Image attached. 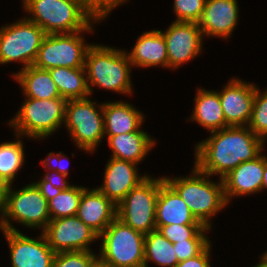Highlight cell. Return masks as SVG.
Masks as SVG:
<instances>
[{
	"instance_id": "18",
	"label": "cell",
	"mask_w": 267,
	"mask_h": 267,
	"mask_svg": "<svg viewBox=\"0 0 267 267\" xmlns=\"http://www.w3.org/2000/svg\"><path fill=\"white\" fill-rule=\"evenodd\" d=\"M117 206L98 188L83 187L77 217L100 235L116 218Z\"/></svg>"
},
{
	"instance_id": "36",
	"label": "cell",
	"mask_w": 267,
	"mask_h": 267,
	"mask_svg": "<svg viewBox=\"0 0 267 267\" xmlns=\"http://www.w3.org/2000/svg\"><path fill=\"white\" fill-rule=\"evenodd\" d=\"M48 155H49L48 158H46L45 160L42 161L45 169L46 168L48 170L50 169L49 173L47 172L46 175H51L52 174L51 171H53V174L51 176H55L57 178L65 180V178L67 177L69 172H68L66 166L61 162V157L62 156L67 157V156L63 155L62 152H59V154H52L50 152ZM51 163L55 164V168L53 165H51Z\"/></svg>"
},
{
	"instance_id": "40",
	"label": "cell",
	"mask_w": 267,
	"mask_h": 267,
	"mask_svg": "<svg viewBox=\"0 0 267 267\" xmlns=\"http://www.w3.org/2000/svg\"><path fill=\"white\" fill-rule=\"evenodd\" d=\"M267 188V157L264 155V173L262 181V190Z\"/></svg>"
},
{
	"instance_id": "26",
	"label": "cell",
	"mask_w": 267,
	"mask_h": 267,
	"mask_svg": "<svg viewBox=\"0 0 267 267\" xmlns=\"http://www.w3.org/2000/svg\"><path fill=\"white\" fill-rule=\"evenodd\" d=\"M61 98L66 100L87 98L90 95L84 67H55L49 69Z\"/></svg>"
},
{
	"instance_id": "28",
	"label": "cell",
	"mask_w": 267,
	"mask_h": 267,
	"mask_svg": "<svg viewBox=\"0 0 267 267\" xmlns=\"http://www.w3.org/2000/svg\"><path fill=\"white\" fill-rule=\"evenodd\" d=\"M23 142L17 139L14 142L0 144V180L12 185L17 171L24 163Z\"/></svg>"
},
{
	"instance_id": "27",
	"label": "cell",
	"mask_w": 267,
	"mask_h": 267,
	"mask_svg": "<svg viewBox=\"0 0 267 267\" xmlns=\"http://www.w3.org/2000/svg\"><path fill=\"white\" fill-rule=\"evenodd\" d=\"M152 261L163 267H175L179 262L173 248V243L168 241L157 229L145 235L144 240V267Z\"/></svg>"
},
{
	"instance_id": "3",
	"label": "cell",
	"mask_w": 267,
	"mask_h": 267,
	"mask_svg": "<svg viewBox=\"0 0 267 267\" xmlns=\"http://www.w3.org/2000/svg\"><path fill=\"white\" fill-rule=\"evenodd\" d=\"M192 175L186 178L165 176L164 180L183 199L195 218L211 228L209 219L227 205L223 180L220 179V183L212 182L207 179L209 175L201 172L195 165Z\"/></svg>"
},
{
	"instance_id": "39",
	"label": "cell",
	"mask_w": 267,
	"mask_h": 267,
	"mask_svg": "<svg viewBox=\"0 0 267 267\" xmlns=\"http://www.w3.org/2000/svg\"><path fill=\"white\" fill-rule=\"evenodd\" d=\"M8 185L0 180V212L3 216L5 212V207H6V191H7Z\"/></svg>"
},
{
	"instance_id": "5",
	"label": "cell",
	"mask_w": 267,
	"mask_h": 267,
	"mask_svg": "<svg viewBox=\"0 0 267 267\" xmlns=\"http://www.w3.org/2000/svg\"><path fill=\"white\" fill-rule=\"evenodd\" d=\"M66 103L64 98H27L9 122L15 129L16 138L25 135L42 139L53 134L64 123Z\"/></svg>"
},
{
	"instance_id": "7",
	"label": "cell",
	"mask_w": 267,
	"mask_h": 267,
	"mask_svg": "<svg viewBox=\"0 0 267 267\" xmlns=\"http://www.w3.org/2000/svg\"><path fill=\"white\" fill-rule=\"evenodd\" d=\"M7 217V218H6ZM10 218L29 228H42L44 231L51 220L48 201L41 194L35 182L18 191L8 185L6 191V207L0 218V229L19 231L11 225Z\"/></svg>"
},
{
	"instance_id": "29",
	"label": "cell",
	"mask_w": 267,
	"mask_h": 267,
	"mask_svg": "<svg viewBox=\"0 0 267 267\" xmlns=\"http://www.w3.org/2000/svg\"><path fill=\"white\" fill-rule=\"evenodd\" d=\"M83 186H73L69 183L60 194L48 201V210L52 219L76 216Z\"/></svg>"
},
{
	"instance_id": "30",
	"label": "cell",
	"mask_w": 267,
	"mask_h": 267,
	"mask_svg": "<svg viewBox=\"0 0 267 267\" xmlns=\"http://www.w3.org/2000/svg\"><path fill=\"white\" fill-rule=\"evenodd\" d=\"M156 229L173 244L181 241H209L205 235L210 228L204 225L170 224L156 226Z\"/></svg>"
},
{
	"instance_id": "21",
	"label": "cell",
	"mask_w": 267,
	"mask_h": 267,
	"mask_svg": "<svg viewBox=\"0 0 267 267\" xmlns=\"http://www.w3.org/2000/svg\"><path fill=\"white\" fill-rule=\"evenodd\" d=\"M127 54L132 66L168 67L167 45L161 30L142 33L131 52Z\"/></svg>"
},
{
	"instance_id": "32",
	"label": "cell",
	"mask_w": 267,
	"mask_h": 267,
	"mask_svg": "<svg viewBox=\"0 0 267 267\" xmlns=\"http://www.w3.org/2000/svg\"><path fill=\"white\" fill-rule=\"evenodd\" d=\"M98 256L90 251L55 253L52 267H90Z\"/></svg>"
},
{
	"instance_id": "25",
	"label": "cell",
	"mask_w": 267,
	"mask_h": 267,
	"mask_svg": "<svg viewBox=\"0 0 267 267\" xmlns=\"http://www.w3.org/2000/svg\"><path fill=\"white\" fill-rule=\"evenodd\" d=\"M191 120L198 122L210 132L226 127L225 116L217 91H207L198 88Z\"/></svg>"
},
{
	"instance_id": "15",
	"label": "cell",
	"mask_w": 267,
	"mask_h": 267,
	"mask_svg": "<svg viewBox=\"0 0 267 267\" xmlns=\"http://www.w3.org/2000/svg\"><path fill=\"white\" fill-rule=\"evenodd\" d=\"M255 90V85L233 78L221 92H218L226 127L248 126L252 115Z\"/></svg>"
},
{
	"instance_id": "38",
	"label": "cell",
	"mask_w": 267,
	"mask_h": 267,
	"mask_svg": "<svg viewBox=\"0 0 267 267\" xmlns=\"http://www.w3.org/2000/svg\"><path fill=\"white\" fill-rule=\"evenodd\" d=\"M92 8H94L100 15L105 17L116 8L119 4H123L126 0H85Z\"/></svg>"
},
{
	"instance_id": "10",
	"label": "cell",
	"mask_w": 267,
	"mask_h": 267,
	"mask_svg": "<svg viewBox=\"0 0 267 267\" xmlns=\"http://www.w3.org/2000/svg\"><path fill=\"white\" fill-rule=\"evenodd\" d=\"M90 24L84 31L70 34H46L42 40L34 66L49 70L55 67H84L88 49L92 44L84 43L80 34L92 30Z\"/></svg>"
},
{
	"instance_id": "19",
	"label": "cell",
	"mask_w": 267,
	"mask_h": 267,
	"mask_svg": "<svg viewBox=\"0 0 267 267\" xmlns=\"http://www.w3.org/2000/svg\"><path fill=\"white\" fill-rule=\"evenodd\" d=\"M264 155L260 154L251 161L242 162L222 180L227 204L234 196L254 194L262 190Z\"/></svg>"
},
{
	"instance_id": "13",
	"label": "cell",
	"mask_w": 267,
	"mask_h": 267,
	"mask_svg": "<svg viewBox=\"0 0 267 267\" xmlns=\"http://www.w3.org/2000/svg\"><path fill=\"white\" fill-rule=\"evenodd\" d=\"M161 33L167 45L169 68L177 69L202 51L203 35L197 22L174 21Z\"/></svg>"
},
{
	"instance_id": "1",
	"label": "cell",
	"mask_w": 267,
	"mask_h": 267,
	"mask_svg": "<svg viewBox=\"0 0 267 267\" xmlns=\"http://www.w3.org/2000/svg\"><path fill=\"white\" fill-rule=\"evenodd\" d=\"M210 133L195 146V166L209 176L219 174V179L259 156L265 143L248 126H228Z\"/></svg>"
},
{
	"instance_id": "8",
	"label": "cell",
	"mask_w": 267,
	"mask_h": 267,
	"mask_svg": "<svg viewBox=\"0 0 267 267\" xmlns=\"http://www.w3.org/2000/svg\"><path fill=\"white\" fill-rule=\"evenodd\" d=\"M160 178H146L117 205L116 217L134 230L148 234L156 229V203Z\"/></svg>"
},
{
	"instance_id": "42",
	"label": "cell",
	"mask_w": 267,
	"mask_h": 267,
	"mask_svg": "<svg viewBox=\"0 0 267 267\" xmlns=\"http://www.w3.org/2000/svg\"><path fill=\"white\" fill-rule=\"evenodd\" d=\"M254 267H267V252H265L262 255L261 261L259 262L258 265L254 266Z\"/></svg>"
},
{
	"instance_id": "14",
	"label": "cell",
	"mask_w": 267,
	"mask_h": 267,
	"mask_svg": "<svg viewBox=\"0 0 267 267\" xmlns=\"http://www.w3.org/2000/svg\"><path fill=\"white\" fill-rule=\"evenodd\" d=\"M2 232L8 241L12 267H52L55 252L43 232L38 240L23 235L20 231Z\"/></svg>"
},
{
	"instance_id": "16",
	"label": "cell",
	"mask_w": 267,
	"mask_h": 267,
	"mask_svg": "<svg viewBox=\"0 0 267 267\" xmlns=\"http://www.w3.org/2000/svg\"><path fill=\"white\" fill-rule=\"evenodd\" d=\"M137 164L110 158L104 173V183L98 189L116 206L147 175L141 176L136 169Z\"/></svg>"
},
{
	"instance_id": "2",
	"label": "cell",
	"mask_w": 267,
	"mask_h": 267,
	"mask_svg": "<svg viewBox=\"0 0 267 267\" xmlns=\"http://www.w3.org/2000/svg\"><path fill=\"white\" fill-rule=\"evenodd\" d=\"M27 18L46 34H70L84 31L92 21L106 18L85 0H22ZM92 20V21H91Z\"/></svg>"
},
{
	"instance_id": "6",
	"label": "cell",
	"mask_w": 267,
	"mask_h": 267,
	"mask_svg": "<svg viewBox=\"0 0 267 267\" xmlns=\"http://www.w3.org/2000/svg\"><path fill=\"white\" fill-rule=\"evenodd\" d=\"M102 238L98 257L112 267H144L145 235L117 217L99 235Z\"/></svg>"
},
{
	"instance_id": "17",
	"label": "cell",
	"mask_w": 267,
	"mask_h": 267,
	"mask_svg": "<svg viewBox=\"0 0 267 267\" xmlns=\"http://www.w3.org/2000/svg\"><path fill=\"white\" fill-rule=\"evenodd\" d=\"M237 0H206L198 26L204 36L228 38L238 21Z\"/></svg>"
},
{
	"instance_id": "37",
	"label": "cell",
	"mask_w": 267,
	"mask_h": 267,
	"mask_svg": "<svg viewBox=\"0 0 267 267\" xmlns=\"http://www.w3.org/2000/svg\"><path fill=\"white\" fill-rule=\"evenodd\" d=\"M211 243L196 257L179 262L175 267H211L210 266Z\"/></svg>"
},
{
	"instance_id": "4",
	"label": "cell",
	"mask_w": 267,
	"mask_h": 267,
	"mask_svg": "<svg viewBox=\"0 0 267 267\" xmlns=\"http://www.w3.org/2000/svg\"><path fill=\"white\" fill-rule=\"evenodd\" d=\"M131 66L126 52L104 45H92L84 64L90 94L94 85L122 94L132 93Z\"/></svg>"
},
{
	"instance_id": "33",
	"label": "cell",
	"mask_w": 267,
	"mask_h": 267,
	"mask_svg": "<svg viewBox=\"0 0 267 267\" xmlns=\"http://www.w3.org/2000/svg\"><path fill=\"white\" fill-rule=\"evenodd\" d=\"M206 0H174L176 21L197 22L200 20Z\"/></svg>"
},
{
	"instance_id": "20",
	"label": "cell",
	"mask_w": 267,
	"mask_h": 267,
	"mask_svg": "<svg viewBox=\"0 0 267 267\" xmlns=\"http://www.w3.org/2000/svg\"><path fill=\"white\" fill-rule=\"evenodd\" d=\"M155 224L156 226L170 224L203 225L191 213L189 207L178 193L164 180V177L160 178Z\"/></svg>"
},
{
	"instance_id": "34",
	"label": "cell",
	"mask_w": 267,
	"mask_h": 267,
	"mask_svg": "<svg viewBox=\"0 0 267 267\" xmlns=\"http://www.w3.org/2000/svg\"><path fill=\"white\" fill-rule=\"evenodd\" d=\"M211 242L210 241H181L173 244L178 262L196 257Z\"/></svg>"
},
{
	"instance_id": "41",
	"label": "cell",
	"mask_w": 267,
	"mask_h": 267,
	"mask_svg": "<svg viewBox=\"0 0 267 267\" xmlns=\"http://www.w3.org/2000/svg\"><path fill=\"white\" fill-rule=\"evenodd\" d=\"M90 267H112L108 263L101 260L99 257L96 258Z\"/></svg>"
},
{
	"instance_id": "24",
	"label": "cell",
	"mask_w": 267,
	"mask_h": 267,
	"mask_svg": "<svg viewBox=\"0 0 267 267\" xmlns=\"http://www.w3.org/2000/svg\"><path fill=\"white\" fill-rule=\"evenodd\" d=\"M12 77L20 83L24 91L23 93L27 98L39 100L61 98L49 70L40 69L31 65L21 69Z\"/></svg>"
},
{
	"instance_id": "23",
	"label": "cell",
	"mask_w": 267,
	"mask_h": 267,
	"mask_svg": "<svg viewBox=\"0 0 267 267\" xmlns=\"http://www.w3.org/2000/svg\"><path fill=\"white\" fill-rule=\"evenodd\" d=\"M112 158L138 164L155 145V141L143 130L108 136Z\"/></svg>"
},
{
	"instance_id": "35",
	"label": "cell",
	"mask_w": 267,
	"mask_h": 267,
	"mask_svg": "<svg viewBox=\"0 0 267 267\" xmlns=\"http://www.w3.org/2000/svg\"><path fill=\"white\" fill-rule=\"evenodd\" d=\"M44 198L49 201L56 197L68 184L65 180L51 175H45L42 180L35 183Z\"/></svg>"
},
{
	"instance_id": "9",
	"label": "cell",
	"mask_w": 267,
	"mask_h": 267,
	"mask_svg": "<svg viewBox=\"0 0 267 267\" xmlns=\"http://www.w3.org/2000/svg\"><path fill=\"white\" fill-rule=\"evenodd\" d=\"M98 107L100 111L88 97L66 103L64 125L78 148L84 151L94 152L105 136L103 104Z\"/></svg>"
},
{
	"instance_id": "22",
	"label": "cell",
	"mask_w": 267,
	"mask_h": 267,
	"mask_svg": "<svg viewBox=\"0 0 267 267\" xmlns=\"http://www.w3.org/2000/svg\"><path fill=\"white\" fill-rule=\"evenodd\" d=\"M103 117L107 136L137 131L144 121L140 111L131 104L121 101L104 103Z\"/></svg>"
},
{
	"instance_id": "12",
	"label": "cell",
	"mask_w": 267,
	"mask_h": 267,
	"mask_svg": "<svg viewBox=\"0 0 267 267\" xmlns=\"http://www.w3.org/2000/svg\"><path fill=\"white\" fill-rule=\"evenodd\" d=\"M43 234L55 253L90 251V243L99 239V235L77 216L50 220Z\"/></svg>"
},
{
	"instance_id": "11",
	"label": "cell",
	"mask_w": 267,
	"mask_h": 267,
	"mask_svg": "<svg viewBox=\"0 0 267 267\" xmlns=\"http://www.w3.org/2000/svg\"><path fill=\"white\" fill-rule=\"evenodd\" d=\"M46 33L33 21L22 18L0 29V64L22 62L24 68L34 64Z\"/></svg>"
},
{
	"instance_id": "31",
	"label": "cell",
	"mask_w": 267,
	"mask_h": 267,
	"mask_svg": "<svg viewBox=\"0 0 267 267\" xmlns=\"http://www.w3.org/2000/svg\"><path fill=\"white\" fill-rule=\"evenodd\" d=\"M256 87L252 115L248 128L259 138H267V90L260 93Z\"/></svg>"
}]
</instances>
